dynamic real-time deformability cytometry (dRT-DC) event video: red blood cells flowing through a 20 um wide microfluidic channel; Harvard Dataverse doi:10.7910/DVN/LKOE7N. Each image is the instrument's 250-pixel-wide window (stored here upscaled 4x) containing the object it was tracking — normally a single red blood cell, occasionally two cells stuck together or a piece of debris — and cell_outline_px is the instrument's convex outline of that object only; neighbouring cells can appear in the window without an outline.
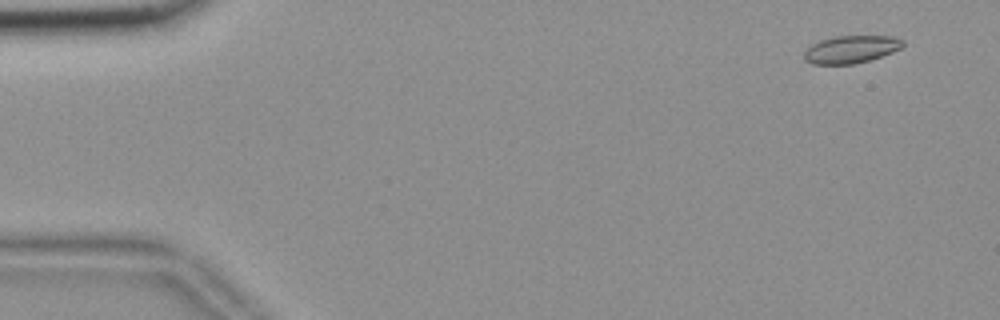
{"species": "common noctule bat (a hibernating species)", "species_latin": "Nyctalus noctula", "temperature_condition": "room temperature", "stored_images_in_passage": 53, "camera_frame_rate_fps": 3000, "um_per_image_px": 0.085, "animal": {"sex": "female", "body_mass_g": 18.4}, "frame": {"image": 1, "passage_image": 1, "time_ms": 0.0, "image_size_px": [1000, 320], "cell_outline_px": [[904, 44], [900, 48], [892, 52], [868, 60], [852, 64], [812, 64], [804, 60], [804, 52], [812, 44], [820, 40], [836, 36], [892, 36], [904, 40]], "centroid_in_image_um": [72.32, 4.19], "position_along_channel_um": 12.7, "area_um2": 15.72}}
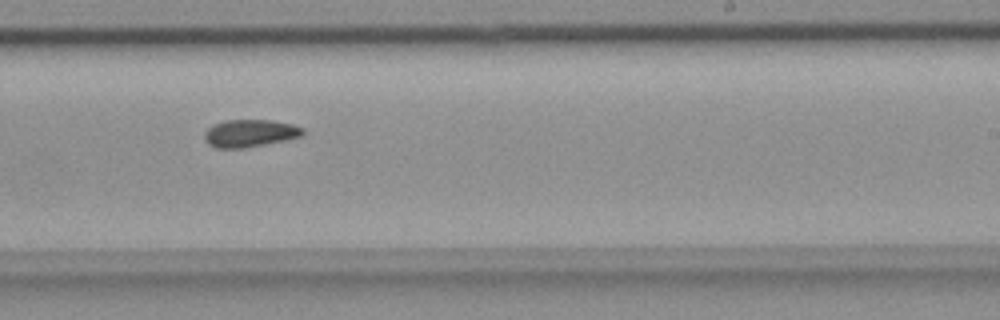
{"frame": {"image": 2, "passage_image": 32, "time_ms": 10.333, "image_size_px": [1000, 320], "cell_outline_px": [[304, 132], [300, 136], [284, 140], [264, 144], [240, 148], [216, 148], [208, 144], [204, 140], [204, 132], [212, 124], [224, 120], [272, 120], [292, 124], [304, 128]], "centroid_in_image_um": [21.19, 11.31], "position_along_channel_um": 267.8, "area_um2": 15.72}}
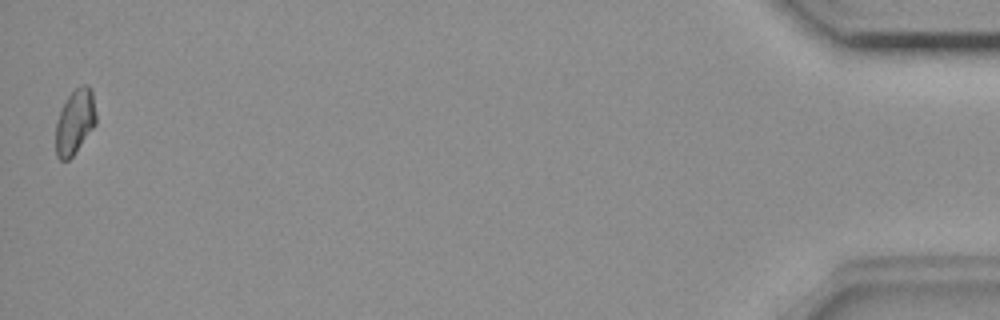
{"frame": {"image": 3, "passage_image": 53, "time_ms": 17.333, "image_size_px": [1000, 320], "cell_outline_px": [[96, 124], [72, 156], [68, 160], [60, 160], [56, 156], [56, 120], [60, 108], [68, 96], [76, 88], [84, 84], [88, 84], [92, 92], [96, 116]], "centroid_in_image_um": [6.35, 10.34], "position_along_channel_um": 428.8, "area_um2": 15.2}}